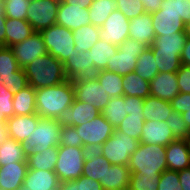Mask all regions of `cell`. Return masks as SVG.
Instances as JSON below:
<instances>
[{
	"label": "cell",
	"instance_id": "cell-1",
	"mask_svg": "<svg viewBox=\"0 0 190 190\" xmlns=\"http://www.w3.org/2000/svg\"><path fill=\"white\" fill-rule=\"evenodd\" d=\"M35 93L36 114L43 118L55 119L75 99V89L69 79L56 86L35 89Z\"/></svg>",
	"mask_w": 190,
	"mask_h": 190
},
{
	"label": "cell",
	"instance_id": "cell-2",
	"mask_svg": "<svg viewBox=\"0 0 190 190\" xmlns=\"http://www.w3.org/2000/svg\"><path fill=\"white\" fill-rule=\"evenodd\" d=\"M24 71L28 85L34 89L56 86L68 80L63 63L49 53L35 58Z\"/></svg>",
	"mask_w": 190,
	"mask_h": 190
},
{
	"label": "cell",
	"instance_id": "cell-3",
	"mask_svg": "<svg viewBox=\"0 0 190 190\" xmlns=\"http://www.w3.org/2000/svg\"><path fill=\"white\" fill-rule=\"evenodd\" d=\"M130 172H139L144 176L154 177L167 170L166 147L140 143L137 150L131 155L127 165Z\"/></svg>",
	"mask_w": 190,
	"mask_h": 190
},
{
	"label": "cell",
	"instance_id": "cell-4",
	"mask_svg": "<svg viewBox=\"0 0 190 190\" xmlns=\"http://www.w3.org/2000/svg\"><path fill=\"white\" fill-rule=\"evenodd\" d=\"M61 125L51 118H39L36 130L23 142L27 154L40 153L53 146H59Z\"/></svg>",
	"mask_w": 190,
	"mask_h": 190
},
{
	"label": "cell",
	"instance_id": "cell-5",
	"mask_svg": "<svg viewBox=\"0 0 190 190\" xmlns=\"http://www.w3.org/2000/svg\"><path fill=\"white\" fill-rule=\"evenodd\" d=\"M39 33L42 35L47 52L63 64L74 53L75 42L70 29L53 24Z\"/></svg>",
	"mask_w": 190,
	"mask_h": 190
},
{
	"label": "cell",
	"instance_id": "cell-6",
	"mask_svg": "<svg viewBox=\"0 0 190 190\" xmlns=\"http://www.w3.org/2000/svg\"><path fill=\"white\" fill-rule=\"evenodd\" d=\"M0 83L13 94L28 86L24 68H20L11 47L0 46Z\"/></svg>",
	"mask_w": 190,
	"mask_h": 190
},
{
	"label": "cell",
	"instance_id": "cell-7",
	"mask_svg": "<svg viewBox=\"0 0 190 190\" xmlns=\"http://www.w3.org/2000/svg\"><path fill=\"white\" fill-rule=\"evenodd\" d=\"M140 141L117 130L103 143L102 155L111 165H128L131 155L137 150Z\"/></svg>",
	"mask_w": 190,
	"mask_h": 190
},
{
	"label": "cell",
	"instance_id": "cell-8",
	"mask_svg": "<svg viewBox=\"0 0 190 190\" xmlns=\"http://www.w3.org/2000/svg\"><path fill=\"white\" fill-rule=\"evenodd\" d=\"M84 162L82 147L59 145L54 172L60 182L76 180L82 176Z\"/></svg>",
	"mask_w": 190,
	"mask_h": 190
},
{
	"label": "cell",
	"instance_id": "cell-9",
	"mask_svg": "<svg viewBox=\"0 0 190 190\" xmlns=\"http://www.w3.org/2000/svg\"><path fill=\"white\" fill-rule=\"evenodd\" d=\"M147 47L137 40L128 38L118 46V51L107 64L106 71L116 72L118 75H127L134 72L137 59Z\"/></svg>",
	"mask_w": 190,
	"mask_h": 190
},
{
	"label": "cell",
	"instance_id": "cell-10",
	"mask_svg": "<svg viewBox=\"0 0 190 190\" xmlns=\"http://www.w3.org/2000/svg\"><path fill=\"white\" fill-rule=\"evenodd\" d=\"M75 99L102 111L109 103L110 96L101 87L95 75L72 80Z\"/></svg>",
	"mask_w": 190,
	"mask_h": 190
},
{
	"label": "cell",
	"instance_id": "cell-11",
	"mask_svg": "<svg viewBox=\"0 0 190 190\" xmlns=\"http://www.w3.org/2000/svg\"><path fill=\"white\" fill-rule=\"evenodd\" d=\"M60 0H32L30 1L26 20L35 32L49 28L57 21Z\"/></svg>",
	"mask_w": 190,
	"mask_h": 190
},
{
	"label": "cell",
	"instance_id": "cell-12",
	"mask_svg": "<svg viewBox=\"0 0 190 190\" xmlns=\"http://www.w3.org/2000/svg\"><path fill=\"white\" fill-rule=\"evenodd\" d=\"M129 22L121 11L114 10L100 27V39L119 46L129 38Z\"/></svg>",
	"mask_w": 190,
	"mask_h": 190
},
{
	"label": "cell",
	"instance_id": "cell-13",
	"mask_svg": "<svg viewBox=\"0 0 190 190\" xmlns=\"http://www.w3.org/2000/svg\"><path fill=\"white\" fill-rule=\"evenodd\" d=\"M76 132L85 144H103L112 135L114 127L104 118L102 114L93 119L91 122L75 126Z\"/></svg>",
	"mask_w": 190,
	"mask_h": 190
},
{
	"label": "cell",
	"instance_id": "cell-14",
	"mask_svg": "<svg viewBox=\"0 0 190 190\" xmlns=\"http://www.w3.org/2000/svg\"><path fill=\"white\" fill-rule=\"evenodd\" d=\"M100 114L101 111L96 109V107L74 99L72 105L59 113L55 120L61 125V127H75L83 125L89 121L91 122Z\"/></svg>",
	"mask_w": 190,
	"mask_h": 190
},
{
	"label": "cell",
	"instance_id": "cell-15",
	"mask_svg": "<svg viewBox=\"0 0 190 190\" xmlns=\"http://www.w3.org/2000/svg\"><path fill=\"white\" fill-rule=\"evenodd\" d=\"M11 48L20 68H25L35 58L45 56L48 53L39 32H34L30 37Z\"/></svg>",
	"mask_w": 190,
	"mask_h": 190
},
{
	"label": "cell",
	"instance_id": "cell-16",
	"mask_svg": "<svg viewBox=\"0 0 190 190\" xmlns=\"http://www.w3.org/2000/svg\"><path fill=\"white\" fill-rule=\"evenodd\" d=\"M56 24L64 26L71 31L79 29L82 26L91 24L89 11L86 8L81 9L60 0Z\"/></svg>",
	"mask_w": 190,
	"mask_h": 190
},
{
	"label": "cell",
	"instance_id": "cell-17",
	"mask_svg": "<svg viewBox=\"0 0 190 190\" xmlns=\"http://www.w3.org/2000/svg\"><path fill=\"white\" fill-rule=\"evenodd\" d=\"M67 79L74 80L82 77L95 75L94 64L91 62L90 51L74 49V53L63 64Z\"/></svg>",
	"mask_w": 190,
	"mask_h": 190
},
{
	"label": "cell",
	"instance_id": "cell-18",
	"mask_svg": "<svg viewBox=\"0 0 190 190\" xmlns=\"http://www.w3.org/2000/svg\"><path fill=\"white\" fill-rule=\"evenodd\" d=\"M39 118L37 114L14 115L8 118L5 122L8 137L23 144L28 136L36 130Z\"/></svg>",
	"mask_w": 190,
	"mask_h": 190
},
{
	"label": "cell",
	"instance_id": "cell-19",
	"mask_svg": "<svg viewBox=\"0 0 190 190\" xmlns=\"http://www.w3.org/2000/svg\"><path fill=\"white\" fill-rule=\"evenodd\" d=\"M140 143L167 146L175 141L172 130L164 121L148 120L144 122Z\"/></svg>",
	"mask_w": 190,
	"mask_h": 190
},
{
	"label": "cell",
	"instance_id": "cell-20",
	"mask_svg": "<svg viewBox=\"0 0 190 190\" xmlns=\"http://www.w3.org/2000/svg\"><path fill=\"white\" fill-rule=\"evenodd\" d=\"M168 170L181 171L190 167V140H175L166 146Z\"/></svg>",
	"mask_w": 190,
	"mask_h": 190
},
{
	"label": "cell",
	"instance_id": "cell-21",
	"mask_svg": "<svg viewBox=\"0 0 190 190\" xmlns=\"http://www.w3.org/2000/svg\"><path fill=\"white\" fill-rule=\"evenodd\" d=\"M150 95L170 102L179 93L176 73L159 72L150 81Z\"/></svg>",
	"mask_w": 190,
	"mask_h": 190
},
{
	"label": "cell",
	"instance_id": "cell-22",
	"mask_svg": "<svg viewBox=\"0 0 190 190\" xmlns=\"http://www.w3.org/2000/svg\"><path fill=\"white\" fill-rule=\"evenodd\" d=\"M155 37L151 13L146 12L130 20L129 38L137 40L146 47H150L153 45Z\"/></svg>",
	"mask_w": 190,
	"mask_h": 190
},
{
	"label": "cell",
	"instance_id": "cell-23",
	"mask_svg": "<svg viewBox=\"0 0 190 190\" xmlns=\"http://www.w3.org/2000/svg\"><path fill=\"white\" fill-rule=\"evenodd\" d=\"M59 183L54 171L28 169L22 187L24 190H58Z\"/></svg>",
	"mask_w": 190,
	"mask_h": 190
},
{
	"label": "cell",
	"instance_id": "cell-24",
	"mask_svg": "<svg viewBox=\"0 0 190 190\" xmlns=\"http://www.w3.org/2000/svg\"><path fill=\"white\" fill-rule=\"evenodd\" d=\"M27 162H14L0 167V190H18L26 177Z\"/></svg>",
	"mask_w": 190,
	"mask_h": 190
},
{
	"label": "cell",
	"instance_id": "cell-25",
	"mask_svg": "<svg viewBox=\"0 0 190 190\" xmlns=\"http://www.w3.org/2000/svg\"><path fill=\"white\" fill-rule=\"evenodd\" d=\"M153 21V29L155 36L159 35H173L176 32H185V23L178 17L176 13L172 12H151Z\"/></svg>",
	"mask_w": 190,
	"mask_h": 190
},
{
	"label": "cell",
	"instance_id": "cell-26",
	"mask_svg": "<svg viewBox=\"0 0 190 190\" xmlns=\"http://www.w3.org/2000/svg\"><path fill=\"white\" fill-rule=\"evenodd\" d=\"M130 174L127 165H110L100 182L103 190H128Z\"/></svg>",
	"mask_w": 190,
	"mask_h": 190
},
{
	"label": "cell",
	"instance_id": "cell-27",
	"mask_svg": "<svg viewBox=\"0 0 190 190\" xmlns=\"http://www.w3.org/2000/svg\"><path fill=\"white\" fill-rule=\"evenodd\" d=\"M6 47H12L26 38L30 37L35 31L27 20L6 18Z\"/></svg>",
	"mask_w": 190,
	"mask_h": 190
},
{
	"label": "cell",
	"instance_id": "cell-28",
	"mask_svg": "<svg viewBox=\"0 0 190 190\" xmlns=\"http://www.w3.org/2000/svg\"><path fill=\"white\" fill-rule=\"evenodd\" d=\"M173 111L171 103L163 99L148 96L144 99L143 115L144 120H154L166 122L168 115Z\"/></svg>",
	"mask_w": 190,
	"mask_h": 190
},
{
	"label": "cell",
	"instance_id": "cell-29",
	"mask_svg": "<svg viewBox=\"0 0 190 190\" xmlns=\"http://www.w3.org/2000/svg\"><path fill=\"white\" fill-rule=\"evenodd\" d=\"M14 162H27V153L22 143L8 137L0 145V167Z\"/></svg>",
	"mask_w": 190,
	"mask_h": 190
},
{
	"label": "cell",
	"instance_id": "cell-30",
	"mask_svg": "<svg viewBox=\"0 0 190 190\" xmlns=\"http://www.w3.org/2000/svg\"><path fill=\"white\" fill-rule=\"evenodd\" d=\"M14 115L36 114V93L30 85L14 93L13 95Z\"/></svg>",
	"mask_w": 190,
	"mask_h": 190
},
{
	"label": "cell",
	"instance_id": "cell-31",
	"mask_svg": "<svg viewBox=\"0 0 190 190\" xmlns=\"http://www.w3.org/2000/svg\"><path fill=\"white\" fill-rule=\"evenodd\" d=\"M89 51L94 69L96 71L105 70L110 58L118 51V46L99 39Z\"/></svg>",
	"mask_w": 190,
	"mask_h": 190
},
{
	"label": "cell",
	"instance_id": "cell-32",
	"mask_svg": "<svg viewBox=\"0 0 190 190\" xmlns=\"http://www.w3.org/2000/svg\"><path fill=\"white\" fill-rule=\"evenodd\" d=\"M58 161V146L50 147L40 153L27 154L28 169L54 171Z\"/></svg>",
	"mask_w": 190,
	"mask_h": 190
},
{
	"label": "cell",
	"instance_id": "cell-33",
	"mask_svg": "<svg viewBox=\"0 0 190 190\" xmlns=\"http://www.w3.org/2000/svg\"><path fill=\"white\" fill-rule=\"evenodd\" d=\"M124 96L141 97L143 99L150 96V82L135 72L123 76Z\"/></svg>",
	"mask_w": 190,
	"mask_h": 190
},
{
	"label": "cell",
	"instance_id": "cell-34",
	"mask_svg": "<svg viewBox=\"0 0 190 190\" xmlns=\"http://www.w3.org/2000/svg\"><path fill=\"white\" fill-rule=\"evenodd\" d=\"M100 27L89 24L73 30L75 50L88 51L100 39Z\"/></svg>",
	"mask_w": 190,
	"mask_h": 190
},
{
	"label": "cell",
	"instance_id": "cell-35",
	"mask_svg": "<svg viewBox=\"0 0 190 190\" xmlns=\"http://www.w3.org/2000/svg\"><path fill=\"white\" fill-rule=\"evenodd\" d=\"M95 76L111 98L124 96L122 75H118L116 72L99 70L95 73Z\"/></svg>",
	"mask_w": 190,
	"mask_h": 190
},
{
	"label": "cell",
	"instance_id": "cell-36",
	"mask_svg": "<svg viewBox=\"0 0 190 190\" xmlns=\"http://www.w3.org/2000/svg\"><path fill=\"white\" fill-rule=\"evenodd\" d=\"M187 37L188 35L186 31L176 32L173 33V35H159L155 37L153 45L150 46V49L177 51L179 54H181Z\"/></svg>",
	"mask_w": 190,
	"mask_h": 190
},
{
	"label": "cell",
	"instance_id": "cell-37",
	"mask_svg": "<svg viewBox=\"0 0 190 190\" xmlns=\"http://www.w3.org/2000/svg\"><path fill=\"white\" fill-rule=\"evenodd\" d=\"M116 9V0H93L88 8L91 24L101 27Z\"/></svg>",
	"mask_w": 190,
	"mask_h": 190
},
{
	"label": "cell",
	"instance_id": "cell-38",
	"mask_svg": "<svg viewBox=\"0 0 190 190\" xmlns=\"http://www.w3.org/2000/svg\"><path fill=\"white\" fill-rule=\"evenodd\" d=\"M159 72L176 73L181 67L180 56L177 51L152 50Z\"/></svg>",
	"mask_w": 190,
	"mask_h": 190
},
{
	"label": "cell",
	"instance_id": "cell-39",
	"mask_svg": "<svg viewBox=\"0 0 190 190\" xmlns=\"http://www.w3.org/2000/svg\"><path fill=\"white\" fill-rule=\"evenodd\" d=\"M101 114L114 128H117L127 116L125 96L110 98L108 105L101 111Z\"/></svg>",
	"mask_w": 190,
	"mask_h": 190
},
{
	"label": "cell",
	"instance_id": "cell-40",
	"mask_svg": "<svg viewBox=\"0 0 190 190\" xmlns=\"http://www.w3.org/2000/svg\"><path fill=\"white\" fill-rule=\"evenodd\" d=\"M134 72L149 82L159 73L150 47L144 49L138 57Z\"/></svg>",
	"mask_w": 190,
	"mask_h": 190
},
{
	"label": "cell",
	"instance_id": "cell-41",
	"mask_svg": "<svg viewBox=\"0 0 190 190\" xmlns=\"http://www.w3.org/2000/svg\"><path fill=\"white\" fill-rule=\"evenodd\" d=\"M110 165L109 161L103 155L94 160H87L84 162L82 176L101 182V180H104Z\"/></svg>",
	"mask_w": 190,
	"mask_h": 190
},
{
	"label": "cell",
	"instance_id": "cell-42",
	"mask_svg": "<svg viewBox=\"0 0 190 190\" xmlns=\"http://www.w3.org/2000/svg\"><path fill=\"white\" fill-rule=\"evenodd\" d=\"M144 122V115L128 114L116 129L139 141Z\"/></svg>",
	"mask_w": 190,
	"mask_h": 190
},
{
	"label": "cell",
	"instance_id": "cell-43",
	"mask_svg": "<svg viewBox=\"0 0 190 190\" xmlns=\"http://www.w3.org/2000/svg\"><path fill=\"white\" fill-rule=\"evenodd\" d=\"M161 174L154 177L144 176L139 172H131L128 190H158Z\"/></svg>",
	"mask_w": 190,
	"mask_h": 190
},
{
	"label": "cell",
	"instance_id": "cell-44",
	"mask_svg": "<svg viewBox=\"0 0 190 190\" xmlns=\"http://www.w3.org/2000/svg\"><path fill=\"white\" fill-rule=\"evenodd\" d=\"M158 11L176 13L187 23L190 20V0H163Z\"/></svg>",
	"mask_w": 190,
	"mask_h": 190
},
{
	"label": "cell",
	"instance_id": "cell-45",
	"mask_svg": "<svg viewBox=\"0 0 190 190\" xmlns=\"http://www.w3.org/2000/svg\"><path fill=\"white\" fill-rule=\"evenodd\" d=\"M166 123L169 125L172 130L173 138L175 140H189L190 139V130L187 125L184 123L182 114H179L175 111H172L166 120Z\"/></svg>",
	"mask_w": 190,
	"mask_h": 190
},
{
	"label": "cell",
	"instance_id": "cell-46",
	"mask_svg": "<svg viewBox=\"0 0 190 190\" xmlns=\"http://www.w3.org/2000/svg\"><path fill=\"white\" fill-rule=\"evenodd\" d=\"M29 0H4L3 13L6 18L26 20Z\"/></svg>",
	"mask_w": 190,
	"mask_h": 190
},
{
	"label": "cell",
	"instance_id": "cell-47",
	"mask_svg": "<svg viewBox=\"0 0 190 190\" xmlns=\"http://www.w3.org/2000/svg\"><path fill=\"white\" fill-rule=\"evenodd\" d=\"M58 190H103V188L99 181L81 176L76 180L60 182Z\"/></svg>",
	"mask_w": 190,
	"mask_h": 190
},
{
	"label": "cell",
	"instance_id": "cell-48",
	"mask_svg": "<svg viewBox=\"0 0 190 190\" xmlns=\"http://www.w3.org/2000/svg\"><path fill=\"white\" fill-rule=\"evenodd\" d=\"M170 103L173 111L182 114L184 123L190 130V94L180 92Z\"/></svg>",
	"mask_w": 190,
	"mask_h": 190
},
{
	"label": "cell",
	"instance_id": "cell-49",
	"mask_svg": "<svg viewBox=\"0 0 190 190\" xmlns=\"http://www.w3.org/2000/svg\"><path fill=\"white\" fill-rule=\"evenodd\" d=\"M117 9L121 11L128 20L146 13L144 5L140 0H116Z\"/></svg>",
	"mask_w": 190,
	"mask_h": 190
},
{
	"label": "cell",
	"instance_id": "cell-50",
	"mask_svg": "<svg viewBox=\"0 0 190 190\" xmlns=\"http://www.w3.org/2000/svg\"><path fill=\"white\" fill-rule=\"evenodd\" d=\"M13 93L0 83V117L5 121L14 116Z\"/></svg>",
	"mask_w": 190,
	"mask_h": 190
},
{
	"label": "cell",
	"instance_id": "cell-51",
	"mask_svg": "<svg viewBox=\"0 0 190 190\" xmlns=\"http://www.w3.org/2000/svg\"><path fill=\"white\" fill-rule=\"evenodd\" d=\"M158 190H182L177 171L164 170L158 182Z\"/></svg>",
	"mask_w": 190,
	"mask_h": 190
},
{
	"label": "cell",
	"instance_id": "cell-52",
	"mask_svg": "<svg viewBox=\"0 0 190 190\" xmlns=\"http://www.w3.org/2000/svg\"><path fill=\"white\" fill-rule=\"evenodd\" d=\"M59 145L63 146H73V147H82L83 142L76 132L74 126L61 127L60 141Z\"/></svg>",
	"mask_w": 190,
	"mask_h": 190
},
{
	"label": "cell",
	"instance_id": "cell-53",
	"mask_svg": "<svg viewBox=\"0 0 190 190\" xmlns=\"http://www.w3.org/2000/svg\"><path fill=\"white\" fill-rule=\"evenodd\" d=\"M178 88L181 93L190 94V66L181 64L176 72Z\"/></svg>",
	"mask_w": 190,
	"mask_h": 190
},
{
	"label": "cell",
	"instance_id": "cell-54",
	"mask_svg": "<svg viewBox=\"0 0 190 190\" xmlns=\"http://www.w3.org/2000/svg\"><path fill=\"white\" fill-rule=\"evenodd\" d=\"M127 115H143L144 99L141 97L125 96Z\"/></svg>",
	"mask_w": 190,
	"mask_h": 190
},
{
	"label": "cell",
	"instance_id": "cell-55",
	"mask_svg": "<svg viewBox=\"0 0 190 190\" xmlns=\"http://www.w3.org/2000/svg\"><path fill=\"white\" fill-rule=\"evenodd\" d=\"M103 153V144H85L82 146L84 161L94 160Z\"/></svg>",
	"mask_w": 190,
	"mask_h": 190
},
{
	"label": "cell",
	"instance_id": "cell-56",
	"mask_svg": "<svg viewBox=\"0 0 190 190\" xmlns=\"http://www.w3.org/2000/svg\"><path fill=\"white\" fill-rule=\"evenodd\" d=\"M178 176L182 190H190V167L178 171Z\"/></svg>",
	"mask_w": 190,
	"mask_h": 190
},
{
	"label": "cell",
	"instance_id": "cell-57",
	"mask_svg": "<svg viewBox=\"0 0 190 190\" xmlns=\"http://www.w3.org/2000/svg\"><path fill=\"white\" fill-rule=\"evenodd\" d=\"M181 64L190 66V36L187 37L180 56Z\"/></svg>",
	"mask_w": 190,
	"mask_h": 190
},
{
	"label": "cell",
	"instance_id": "cell-58",
	"mask_svg": "<svg viewBox=\"0 0 190 190\" xmlns=\"http://www.w3.org/2000/svg\"><path fill=\"white\" fill-rule=\"evenodd\" d=\"M140 1H142L145 11L147 13H151L157 11L160 8L163 0H140Z\"/></svg>",
	"mask_w": 190,
	"mask_h": 190
},
{
	"label": "cell",
	"instance_id": "cell-59",
	"mask_svg": "<svg viewBox=\"0 0 190 190\" xmlns=\"http://www.w3.org/2000/svg\"><path fill=\"white\" fill-rule=\"evenodd\" d=\"M6 17L3 10H0V46L6 47V30H5Z\"/></svg>",
	"mask_w": 190,
	"mask_h": 190
},
{
	"label": "cell",
	"instance_id": "cell-60",
	"mask_svg": "<svg viewBox=\"0 0 190 190\" xmlns=\"http://www.w3.org/2000/svg\"><path fill=\"white\" fill-rule=\"evenodd\" d=\"M63 2H65L66 4L72 5V6H77L79 8H86L88 9L93 0H62Z\"/></svg>",
	"mask_w": 190,
	"mask_h": 190
},
{
	"label": "cell",
	"instance_id": "cell-61",
	"mask_svg": "<svg viewBox=\"0 0 190 190\" xmlns=\"http://www.w3.org/2000/svg\"><path fill=\"white\" fill-rule=\"evenodd\" d=\"M5 120L0 117V145L8 138Z\"/></svg>",
	"mask_w": 190,
	"mask_h": 190
},
{
	"label": "cell",
	"instance_id": "cell-62",
	"mask_svg": "<svg viewBox=\"0 0 190 190\" xmlns=\"http://www.w3.org/2000/svg\"><path fill=\"white\" fill-rule=\"evenodd\" d=\"M185 31L187 35L190 36V20L187 23H185Z\"/></svg>",
	"mask_w": 190,
	"mask_h": 190
},
{
	"label": "cell",
	"instance_id": "cell-63",
	"mask_svg": "<svg viewBox=\"0 0 190 190\" xmlns=\"http://www.w3.org/2000/svg\"><path fill=\"white\" fill-rule=\"evenodd\" d=\"M4 0H0V10H3Z\"/></svg>",
	"mask_w": 190,
	"mask_h": 190
}]
</instances>
